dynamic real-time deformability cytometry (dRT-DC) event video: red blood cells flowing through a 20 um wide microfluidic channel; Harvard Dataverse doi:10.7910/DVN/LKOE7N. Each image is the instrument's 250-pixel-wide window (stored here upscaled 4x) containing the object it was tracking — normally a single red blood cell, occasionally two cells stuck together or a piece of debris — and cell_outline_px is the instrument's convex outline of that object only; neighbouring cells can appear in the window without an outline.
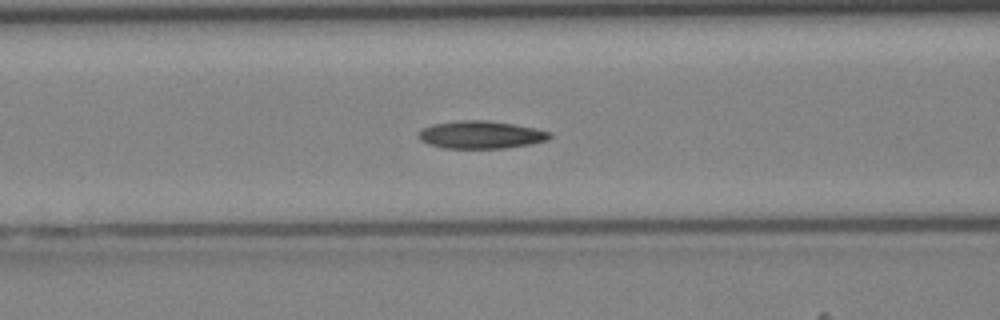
{"species": "Egyptian fruit bat (a non-hibernating species)", "species_latin": "Rousettus aegyptiacus", "temperature_condition": "cold", "stored_images_in_passage": 35, "camera_frame_rate_fps": 3000, "um_per_image_px": 0.085, "animal": {"sex": "female"}, "frame": {"image": 1, "passage_image": 9, "time_ms": 2.667, "image_size_px": [1000, 320], "cell_outline_px": [[552, 136], [548, 140], [532, 144], [504, 148], [444, 148], [428, 144], [420, 140], [416, 136], [424, 128], [432, 124], [460, 120], [484, 120], [512, 124], [536, 128], [552, 132]], "centroid_in_image_um": [40.89, 11.46], "position_along_channel_um": 125.7, "area_um2": 21.21}}
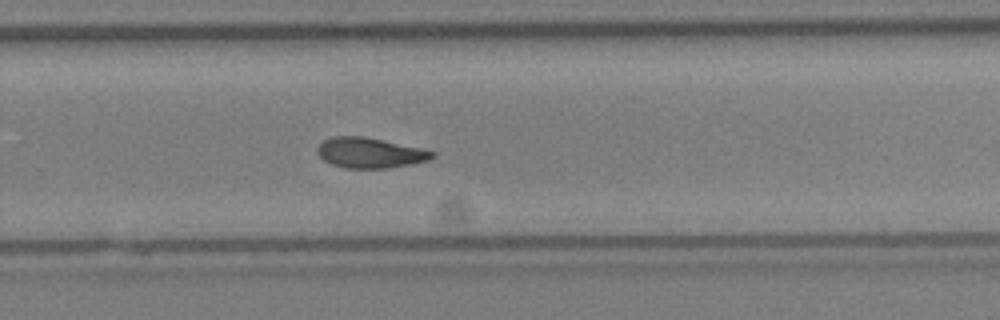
{"frame": {"image": 2, "passage_image": 20, "time_ms": 6.333, "image_size_px": [1000, 320], "cell_outline_px": [[436, 156], [428, 160], [412, 164], [388, 168], [344, 168], [332, 164], [324, 160], [316, 152], [316, 148], [324, 140], [332, 136], [364, 136], [420, 148], [436, 152]], "centroid_in_image_um": [31.44, 12.99], "position_along_channel_um": 298.4, "area_um2": 20.29}}
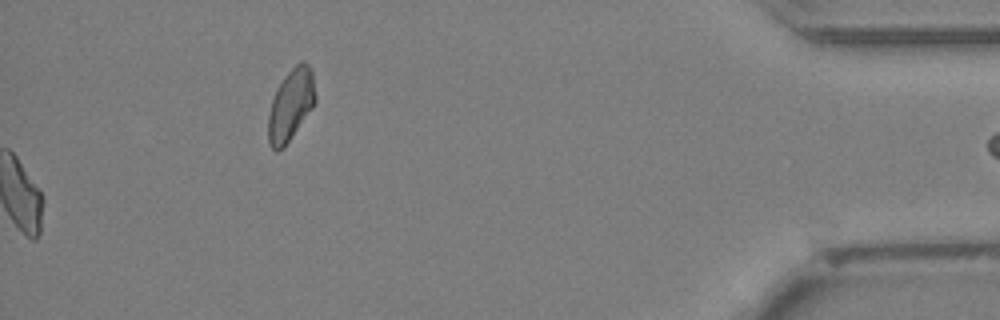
{"frame": {"image": 3, "passage_image": 35, "time_ms": 11.333, "image_size_px": [1000, 320], "cell_outline_px": [[316, 100], [312, 108], [284, 148], [276, 152], [272, 148], [268, 140], [268, 116], [272, 100], [276, 88], [284, 76], [300, 60], [304, 60], [308, 64], [312, 72], [316, 96]], "centroid_in_image_um": [24.71, 8.91], "position_along_channel_um": 410.5, "area_um2": 19.71}}